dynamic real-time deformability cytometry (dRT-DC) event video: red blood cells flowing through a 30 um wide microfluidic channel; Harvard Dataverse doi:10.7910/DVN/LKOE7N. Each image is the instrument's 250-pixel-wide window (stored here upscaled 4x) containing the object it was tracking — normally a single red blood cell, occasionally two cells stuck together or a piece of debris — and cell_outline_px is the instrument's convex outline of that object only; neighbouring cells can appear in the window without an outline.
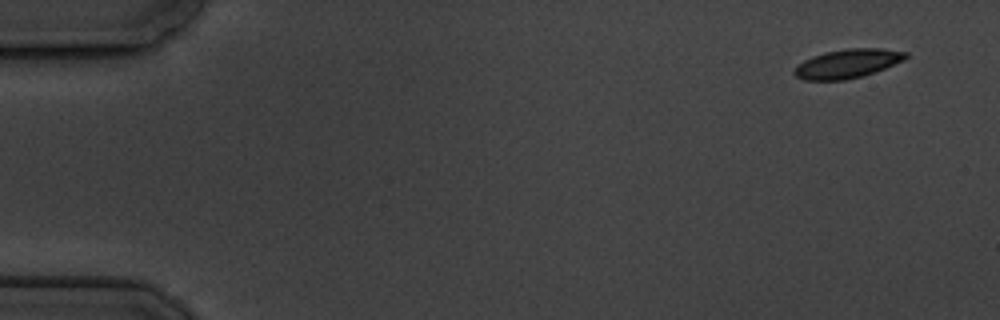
{"species": "common noctule bat (a hibernating species)", "species_latin": "Nyctalus noctula", "temperature_condition": "cold", "stored_images_in_passage": 5, "camera_frame_rate_fps": 3000, "um_per_image_px": 0.085, "animal": {"sex": "male", "body_mass_g": 19.5, "forearm_length_mm": 54.6}, "frame": {"image": 1, "passage_image": 1, "time_ms": 0.0, "image_size_px": [1000, 320], "cell_outline_px": [[908, 56], [904, 60], [884, 68], [860, 76], [844, 80], [804, 80], [796, 76], [792, 72], [796, 64], [812, 56], [824, 52], [848, 48], [884, 48], [908, 52]], "centroid_in_image_um": [72.0, 5.39], "position_along_channel_um": 13.0, "area_um2": 18.79}}
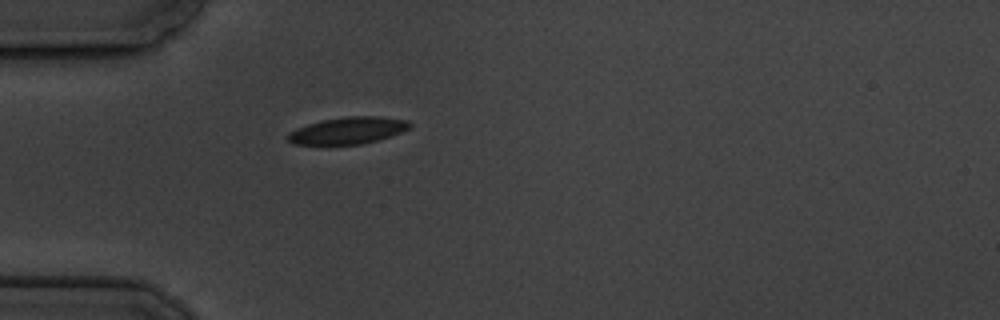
{"frame": {"image": 2, "passage_image": 5, "time_ms": 4.667, "image_size_px": [1000, 320], "cell_outline_px": [[412, 124], [408, 128], [392, 136], [380, 140], [360, 144], [292, 144], [284, 136], [288, 132], [296, 128], [308, 124], [324, 120], [348, 116], [380, 116], [408, 120]], "centroid_in_image_um": [29.56, 11.09], "position_along_channel_um": 55.4, "area_um2": 19.13}}